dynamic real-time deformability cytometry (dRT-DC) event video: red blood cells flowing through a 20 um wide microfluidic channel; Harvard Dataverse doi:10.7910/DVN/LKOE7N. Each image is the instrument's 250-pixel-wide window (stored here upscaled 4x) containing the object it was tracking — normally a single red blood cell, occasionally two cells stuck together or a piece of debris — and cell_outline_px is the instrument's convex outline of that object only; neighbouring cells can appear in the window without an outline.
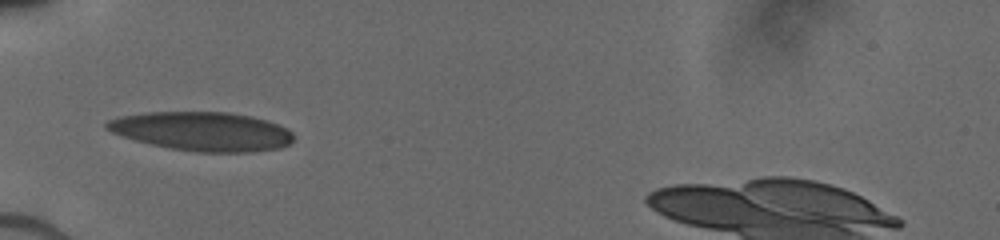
{"species": "human", "species_latin": "Homo sapiens", "temperature_condition": "cold", "stored_images_in_passage": 18, "camera_frame_rate_fps": 3000, "um_per_image_px": 0.085, "donor": {"sex": "male"}, "frame": {"image": 1, "passage_image": 1, "time_ms": 0.0, "image_size_px": [1000, 240], "cell_outline_px": [[292, 140], [288, 144], [280, 148], [248, 152], [196, 152], [168, 148], [136, 140], [112, 132], [104, 128], [104, 124], [108, 120], [120, 116], [148, 112], [228, 112], [252, 116], [268, 120], [288, 128], [292, 132]], "centroid_in_image_um": [17.19, 11.16], "position_along_channel_um": 67.8, "area_um2": 42.43}}
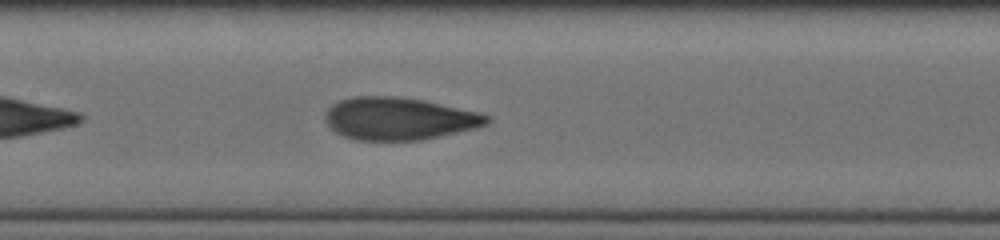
{"frame": {"image": 2, "passage_image": 9, "time_ms": 2.667, "image_size_px": [1000, 240], "cell_outline_px": [[492, 120], [488, 124], [476, 128], [424, 140], [356, 140], [344, 136], [336, 132], [324, 120], [324, 112], [332, 104], [340, 100], [352, 96], [396, 96], [424, 100], [480, 112], [488, 116]], "centroid_in_image_um": [33.92, 10.08], "position_along_channel_um": 173.5, "area_um2": 40.34}}
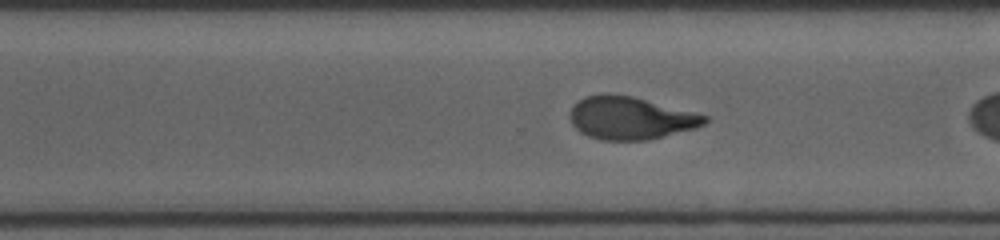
{"frame": {"image": 3, "passage_image": 17, "time_ms": 5.333, "image_size_px": [1000, 240], "cell_outline_px": [[708, 120], [704, 124], [696, 128], [648, 140], [600, 140], [588, 136], [580, 132], [572, 124], [568, 116], [572, 108], [584, 96], [604, 92], [608, 92], [632, 96], [708, 116]], "centroid_in_image_um": [53.55, 10.03], "position_along_channel_um": 317.0, "area_um2": 33.58}}